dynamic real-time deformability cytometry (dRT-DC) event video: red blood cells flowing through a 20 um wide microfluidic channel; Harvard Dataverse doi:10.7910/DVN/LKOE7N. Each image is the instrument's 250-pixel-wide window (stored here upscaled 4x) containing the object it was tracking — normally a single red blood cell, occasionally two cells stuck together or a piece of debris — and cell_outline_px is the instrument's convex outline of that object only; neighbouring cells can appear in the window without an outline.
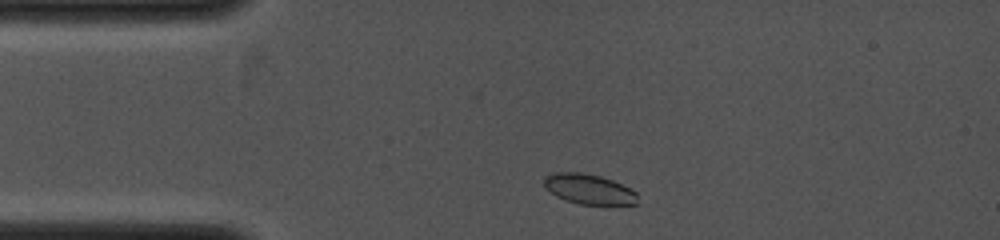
{"species": "common noctule bat (a hibernating species)", "species_latin": "Nyctalus noctula", "temperature_condition": "cold", "stored_images_in_passage": 3, "camera_frame_rate_fps": 4000, "um_per_image_px": 0.085, "animal": {"sex": "female", "body_mass_g": 19.0, "forearm_length_mm": 53.3}, "frame": {"image": 1, "passage_image": 1, "time_ms": 0.0, "image_size_px": [1000, 240], "cell_outline_px": [[636, 204], [580, 204], [564, 200], [556, 196], [544, 184], [544, 176], [556, 172], [580, 172], [600, 176], [612, 180], [636, 192]], "centroid_in_image_um": [50.02, 16.06], "position_along_channel_um": 35.0, "area_um2": 16.07}}